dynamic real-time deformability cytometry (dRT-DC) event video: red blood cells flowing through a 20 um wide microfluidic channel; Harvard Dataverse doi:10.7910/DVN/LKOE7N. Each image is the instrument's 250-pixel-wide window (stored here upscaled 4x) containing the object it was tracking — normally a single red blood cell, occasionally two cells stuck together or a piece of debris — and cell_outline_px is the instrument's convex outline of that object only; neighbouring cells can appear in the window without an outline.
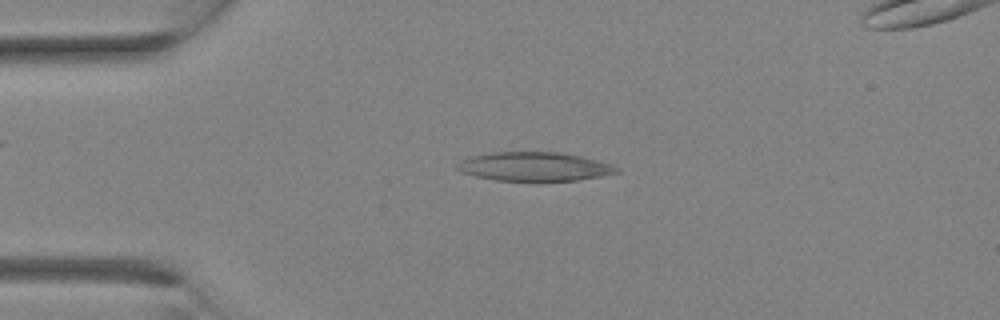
{"species": "Egyptian fruit bat (a non-hibernating species)", "species_latin": "Rousettus aegyptiacus", "temperature_condition": "room temperature", "stored_images_in_passage": 19, "camera_frame_rate_fps": 3000, "um_per_image_px": 0.085, "animal": {"sex": "female"}, "frame": {"image": 1, "passage_image": 6, "time_ms": 1.667, "image_size_px": [1000, 320], "cell_outline_px": [[620, 172], [600, 176], [576, 180], [496, 180], [476, 176], [460, 172], [456, 168], [460, 160], [468, 156], [492, 152], [556, 152], [580, 156], [612, 164]], "centroid_in_image_um": [45.36, 14.14], "position_along_channel_um": 39.6, "area_um2": 26.53}}
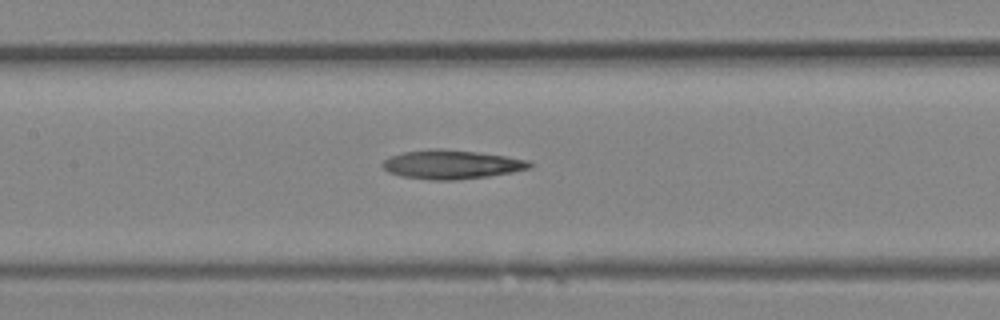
{"frame": {"image": 2, "passage_image": 13, "time_ms": 4.0, "image_size_px": [1000, 320], "cell_outline_px": [[536, 164], [532, 168], [512, 172], [488, 176], [456, 180], [432, 180], [400, 176], [388, 172], [380, 164], [388, 156], [404, 152], [436, 148], [440, 148], [476, 152], [504, 156], [528, 160]], "centroid_in_image_um": [38.38, 13.98], "position_along_channel_um": 169.0, "area_um2": 24.91}}
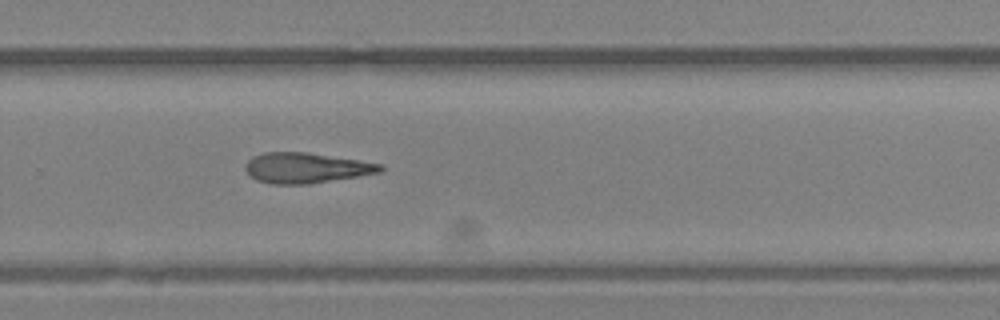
{"frame": {"image": 3, "passage_image": 19, "time_ms": 6.0, "image_size_px": [1000, 320], "cell_outline_px": [[384, 168], [380, 172], [308, 184], [272, 184], [256, 180], [248, 176], [244, 168], [244, 164], [252, 156], [264, 152], [308, 152], [360, 160], [384, 164]], "centroid_in_image_um": [25.96, 14.26], "position_along_channel_um": 303.8, "area_um2": 24.04}}